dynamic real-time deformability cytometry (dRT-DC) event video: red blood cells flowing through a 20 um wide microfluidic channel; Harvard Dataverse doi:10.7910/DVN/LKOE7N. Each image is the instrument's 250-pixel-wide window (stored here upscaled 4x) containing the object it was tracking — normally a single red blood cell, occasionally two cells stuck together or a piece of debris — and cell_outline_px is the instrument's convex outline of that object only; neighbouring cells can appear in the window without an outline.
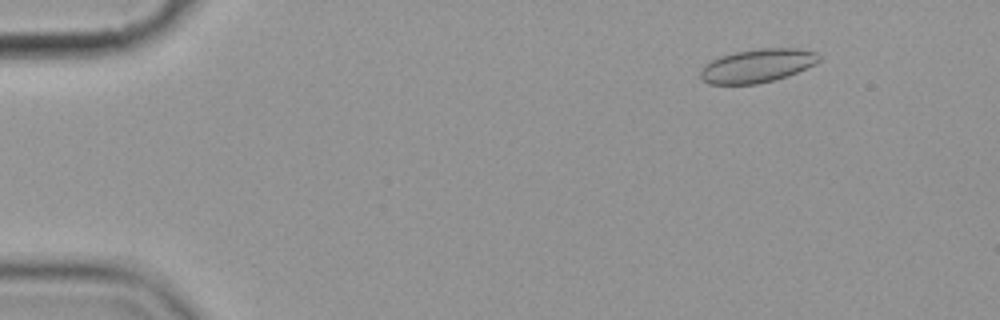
{"species": "common noctule bat (a hibernating species)", "species_latin": "Nyctalus noctula", "temperature_condition": "cold", "stored_images_in_passage": 4, "camera_frame_rate_fps": 3000, "um_per_image_px": 0.085, "animal": {"sex": "female", "body_mass_g": 19.9}, "frame": {"image": 1, "passage_image": 1, "time_ms": 0.0, "image_size_px": [1000, 320], "cell_outline_px": [[820, 60], [816, 64], [788, 76], [776, 80], [756, 84], [708, 84], [700, 80], [700, 68], [704, 64], [720, 56], [736, 52], [760, 48], [796, 48], [816, 52], [820, 56]], "centroid_in_image_um": [64.36, 5.59], "position_along_channel_um": 20.6, "area_um2": 23.41}}
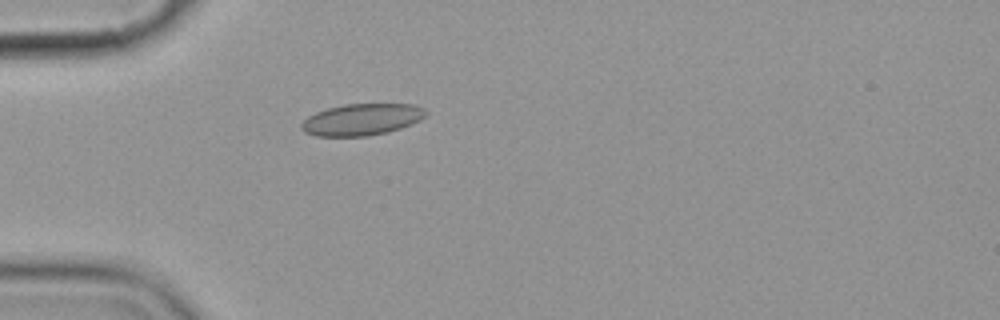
{"frame": {"image": 2, "passage_image": 4, "time_ms": 3.333, "image_size_px": [1000, 320], "cell_outline_px": [[428, 112], [420, 120], [412, 124], [388, 132], [368, 136], [316, 136], [304, 132], [300, 128], [300, 124], [308, 116], [316, 112], [328, 108], [344, 104], [416, 104], [424, 108]], "centroid_in_image_um": [30.75, 10.16], "position_along_channel_um": 54.2, "area_um2": 23.06}}